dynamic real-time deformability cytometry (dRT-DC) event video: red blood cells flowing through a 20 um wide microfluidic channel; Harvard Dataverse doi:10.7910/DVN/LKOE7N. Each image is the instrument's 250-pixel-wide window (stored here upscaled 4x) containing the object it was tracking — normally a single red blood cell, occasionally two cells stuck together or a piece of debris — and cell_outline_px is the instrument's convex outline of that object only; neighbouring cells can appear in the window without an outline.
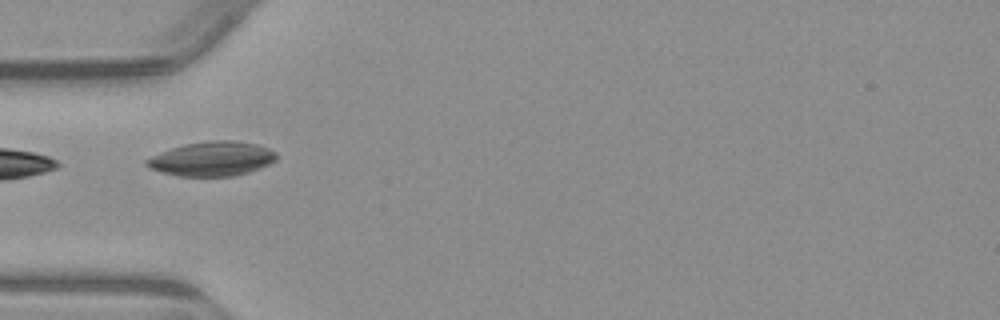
{"species": "common noctule bat (a hibernating species)", "species_latin": "Nyctalus noctula", "temperature_condition": "warm", "stored_images_in_passage": 4, "camera_frame_rate_fps": 3000, "um_per_image_px": 0.085, "animal": {"sex": "male", "body_mass_g": 23.1, "forearm_length_mm": 52.7}, "frame": {"image": 1, "passage_image": 4, "time_ms": 3.333, "image_size_px": [1000, 320], "cell_outline_px": [[276, 160], [268, 164], [248, 172], [232, 176], [180, 176], [148, 168], [144, 164], [144, 160], [152, 156], [172, 148], [184, 144], [212, 140], [232, 140], [256, 144], [268, 148], [276, 152]], "centroid_in_image_um": [18.01, 13.49], "position_along_channel_um": 67.0, "area_um2": 25.78}}